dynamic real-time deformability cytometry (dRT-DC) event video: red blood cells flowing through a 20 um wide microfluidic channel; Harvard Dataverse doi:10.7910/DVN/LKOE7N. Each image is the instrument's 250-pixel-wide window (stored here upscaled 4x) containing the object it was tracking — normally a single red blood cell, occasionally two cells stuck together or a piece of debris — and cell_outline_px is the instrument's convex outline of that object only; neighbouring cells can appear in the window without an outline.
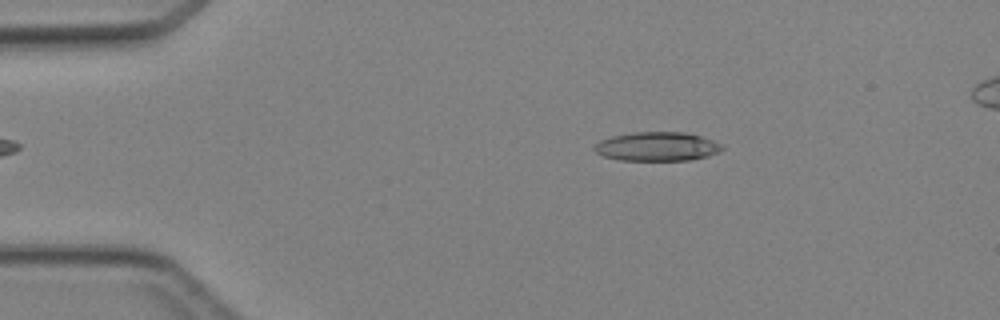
{"species": "Egyptian fruit bat (a non-hibernating species)", "species_latin": "Rousettus aegyptiacus", "temperature_condition": "cold", "stored_images_in_passage": 45, "camera_frame_rate_fps": 3000, "um_per_image_px": 0.085, "animal": {"sex": "female"}, "frame": {"image": 1, "passage_image": 8, "time_ms": 2.333, "image_size_px": [1000, 320], "cell_outline_px": [[724, 148], [720, 152], [708, 156], [692, 160], [620, 160], [604, 156], [596, 152], [592, 148], [600, 140], [612, 136], [636, 132], [684, 132], [700, 136], [712, 140], [720, 144]], "centroid_in_image_um": [55.86, 12.46], "position_along_channel_um": 29.1, "area_um2": 21.5}}
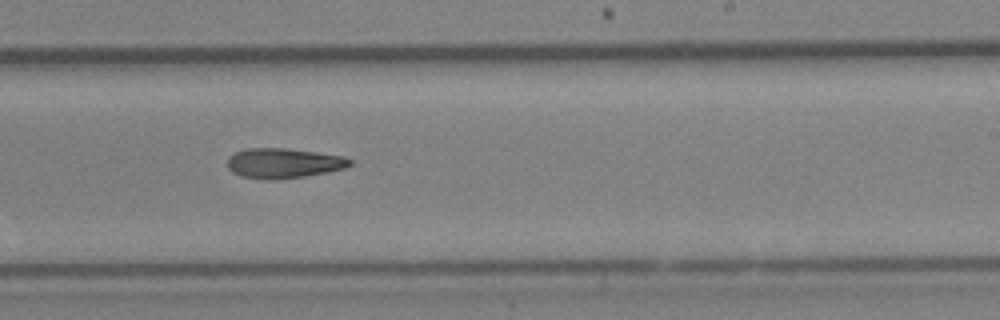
{"frame": {"image": 2, "passage_image": 28, "time_ms": 9.0, "image_size_px": [1000, 320], "cell_outline_px": [[352, 164], [344, 168], [304, 176], [276, 180], [268, 180], [240, 176], [232, 172], [228, 168], [228, 156], [236, 152], [248, 148], [288, 148], [344, 156], [352, 160]], "centroid_in_image_um": [24.08, 13.87], "position_along_channel_um": 264.9, "area_um2": 21.39}}
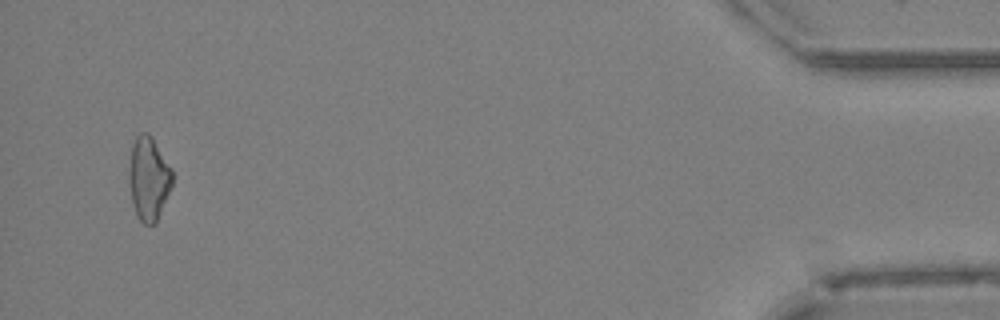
{"frame": {"image": 3, "passage_image": 44, "time_ms": 14.333, "image_size_px": [1000, 320], "cell_outline_px": [[172, 184], [156, 224], [144, 224], [136, 216], [132, 204], [128, 184], [128, 172], [132, 144], [136, 136], [140, 132], [148, 132], [152, 136], [172, 168]], "centroid_in_image_um": [12.61, 15.17], "position_along_channel_um": 422.6, "area_um2": 21.44}}